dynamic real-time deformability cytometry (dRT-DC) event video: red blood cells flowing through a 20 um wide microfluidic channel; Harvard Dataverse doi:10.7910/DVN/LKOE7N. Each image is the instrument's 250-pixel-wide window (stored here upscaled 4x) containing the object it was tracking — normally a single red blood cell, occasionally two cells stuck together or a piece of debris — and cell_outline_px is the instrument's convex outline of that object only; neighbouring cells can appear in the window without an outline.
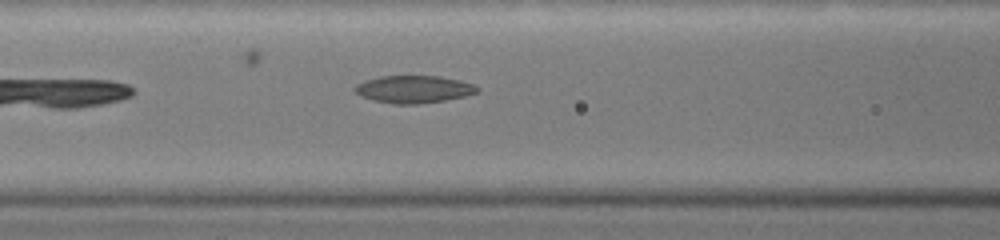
{"species": "common noctule bat (a hibernating species)", "species_latin": "Nyctalus noctula", "temperature_condition": "warm", "stored_images_in_passage": 4, "camera_frame_rate_fps": 3000, "um_per_image_px": 0.085, "animal": {"sex": "female", "body_mass_g": 19.0, "forearm_length_mm": 51.5}, "frame": {"image": 1, "passage_image": 4, "time_ms": 1.333, "image_size_px": [1000, 240], "cell_outline_px": [[480, 92], [464, 96], [444, 100], [416, 104], [396, 104], [372, 100], [360, 96], [352, 88], [356, 84], [364, 80], [380, 76], [440, 76], [460, 80], [472, 84], [480, 88]], "centroid_in_image_um": [35.15, 7.58], "position_along_channel_um": 131.5, "area_um2": 19.65}}